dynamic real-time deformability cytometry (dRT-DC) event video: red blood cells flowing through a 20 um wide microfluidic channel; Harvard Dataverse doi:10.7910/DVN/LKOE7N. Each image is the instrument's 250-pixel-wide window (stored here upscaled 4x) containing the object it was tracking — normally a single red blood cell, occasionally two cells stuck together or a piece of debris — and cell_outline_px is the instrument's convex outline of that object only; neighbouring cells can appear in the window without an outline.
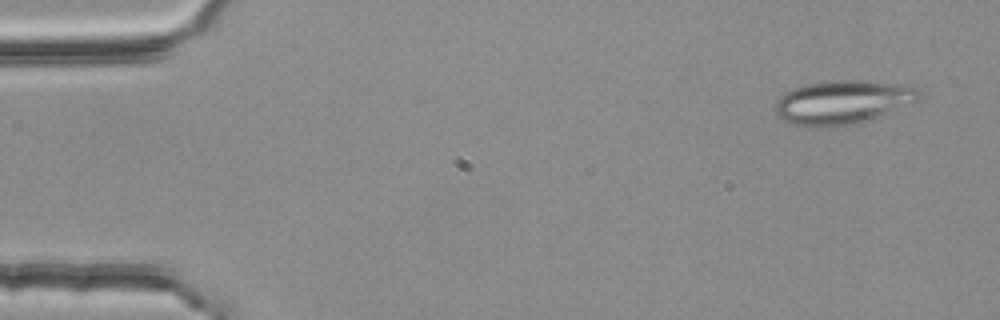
{"species": "common noctule bat (a hibernating species)", "species_latin": "Nyctalus noctula", "temperature_condition": "room temperature", "stored_images_in_passage": 4, "camera_frame_rate_fps": 3000, "um_per_image_px": 0.085, "animal": {"sex": "female", "body_mass_g": 25.1}, "frame": {"image": 1, "passage_image": 1, "time_ms": 0.0, "image_size_px": [1000, 320], "cell_outline_px": [[924, 96], [920, 100], [912, 104], [860, 124], [832, 128], [816, 128], [792, 124], [776, 116], [772, 108], [776, 100], [784, 92], [792, 88], [804, 84], [828, 80], [864, 80], [912, 84], [920, 88], [924, 92]], "centroid_in_image_um": [71.69, 8.69], "position_along_channel_um": 13.3, "area_um2": 38.55}}